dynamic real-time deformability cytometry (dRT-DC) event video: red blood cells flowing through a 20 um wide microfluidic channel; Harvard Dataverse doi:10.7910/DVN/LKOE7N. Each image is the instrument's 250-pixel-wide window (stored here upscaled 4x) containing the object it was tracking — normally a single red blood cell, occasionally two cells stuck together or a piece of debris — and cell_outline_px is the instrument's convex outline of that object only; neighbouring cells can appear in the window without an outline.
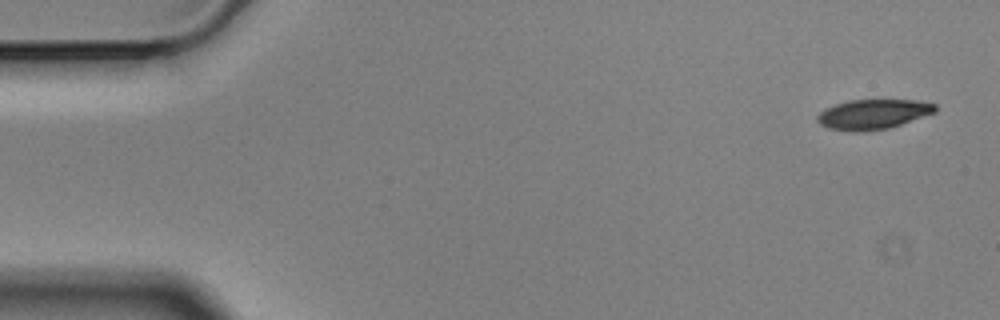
{"species": "Egyptian fruit bat (a non-hibernating species)", "species_latin": "Rousettus aegyptiacus", "temperature_condition": "cold", "stored_images_in_passage": 5, "camera_frame_rate_fps": 3000, "um_per_image_px": 0.085, "animal": {"sex": "male"}, "frame": {"image": 1, "passage_image": 1, "time_ms": 0.0, "image_size_px": [1000, 320], "cell_outline_px": [[936, 112], [888, 128], [860, 132], [852, 132], [828, 128], [820, 124], [816, 120], [816, 116], [824, 108], [848, 100], [916, 100], [936, 104]], "centroid_in_image_um": [74.17, 9.71], "position_along_channel_um": 10.8, "area_um2": 20.52}}
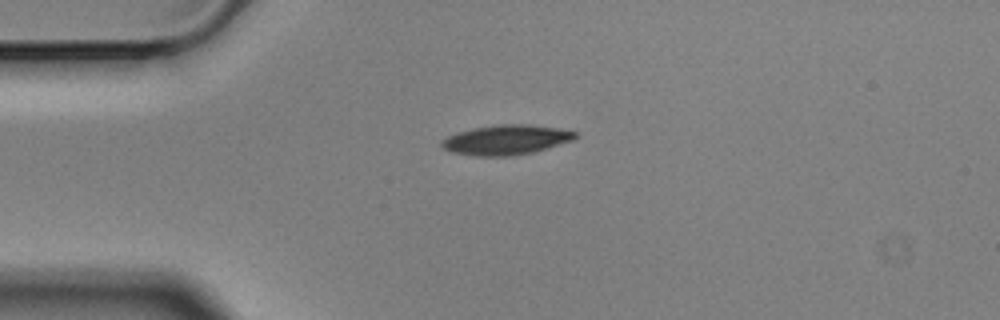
{"frame": {"image": 2, "passage_image": 4, "time_ms": 1.0, "image_size_px": [1000, 320], "cell_outline_px": [[576, 136], [572, 140], [532, 152], [512, 156], [472, 156], [452, 152], [444, 148], [440, 144], [440, 140], [448, 136], [460, 132], [476, 128], [500, 124], [528, 124], [556, 128], [576, 132]], "centroid_in_image_um": [42.98, 11.89], "position_along_channel_um": 42.0, "area_um2": 22.83}}